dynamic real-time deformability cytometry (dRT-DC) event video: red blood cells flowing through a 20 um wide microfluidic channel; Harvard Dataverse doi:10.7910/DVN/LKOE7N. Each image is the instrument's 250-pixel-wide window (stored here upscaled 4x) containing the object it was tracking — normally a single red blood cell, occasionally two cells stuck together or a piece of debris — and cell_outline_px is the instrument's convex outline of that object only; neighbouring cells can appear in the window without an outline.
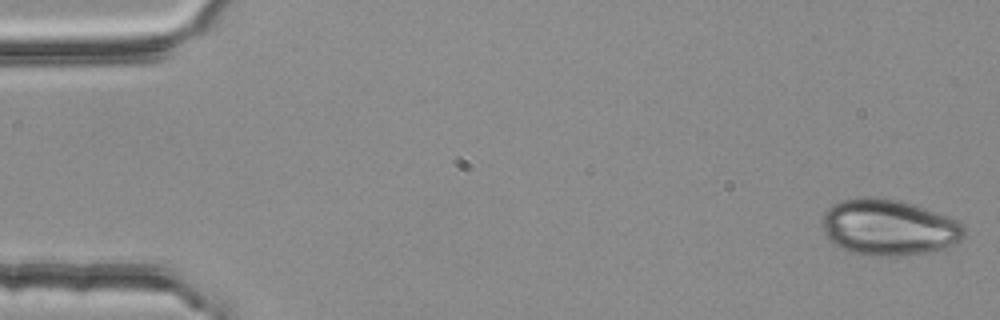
{"species": "common noctule bat (a hibernating species)", "species_latin": "Nyctalus noctula", "temperature_condition": "room temperature", "stored_images_in_passage": 52, "camera_frame_rate_fps": 3000, "um_per_image_px": 0.085, "animal": {"sex": "female", "body_mass_g": 25.1}, "frame": {"image": 1, "passage_image": 1, "time_ms": 0.0, "image_size_px": [1000, 320], "cell_outline_px": [[964, 236], [956, 244], [944, 248], [928, 252], [892, 256], [876, 256], [852, 252], [840, 248], [832, 244], [824, 232], [824, 212], [832, 204], [840, 200], [860, 196], [876, 196], [900, 200], [924, 208], [956, 220], [964, 228]], "centroid_in_image_um": [75.51, 19.31], "position_along_channel_um": 9.5, "area_um2": 46.36}}
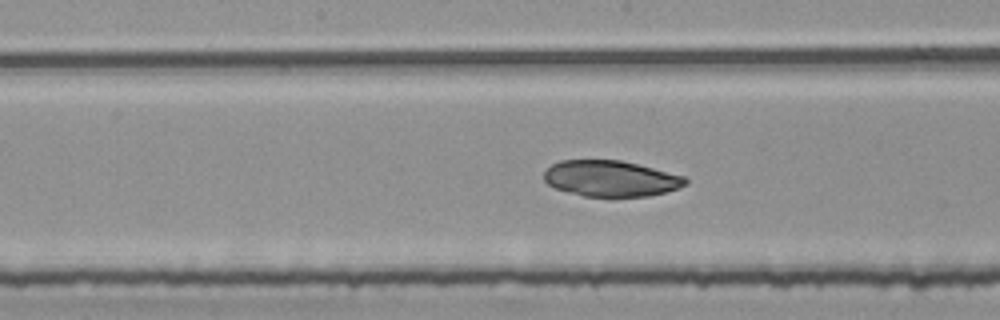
{"frame": {"image": 2, "passage_image": 27, "time_ms": 8.667, "image_size_px": [1000, 320], "cell_outline_px": [[688, 184], [680, 188], [648, 196], [612, 200], [584, 196], [568, 192], [556, 188], [548, 184], [544, 180], [544, 172], [552, 164], [560, 160], [620, 160], [684, 176], [688, 180]], "centroid_in_image_um": [51.92, 15.22], "position_along_channel_um": 196.3, "area_um2": 30.35}}
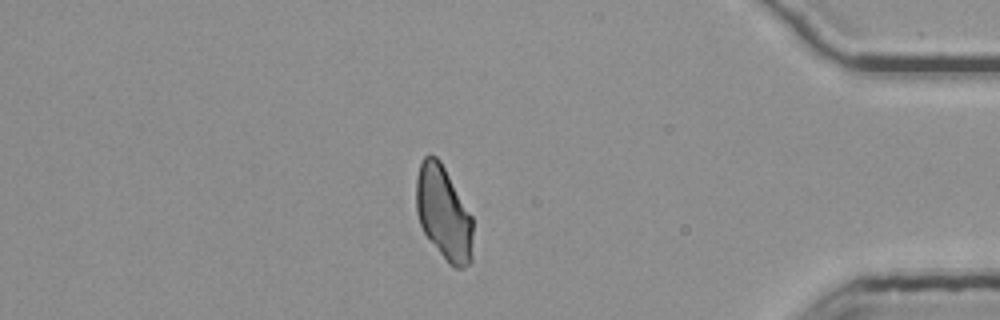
{"frame": {"image": 3, "passage_image": 46, "time_ms": 15.0, "image_size_px": [1000, 320], "cell_outline_px": [[472, 264], [464, 268], [456, 268], [448, 264], [424, 232], [420, 224], [416, 212], [416, 176], [420, 164], [424, 156], [428, 152], [436, 156], [440, 160], [472, 216]], "centroid_in_image_um": [37.7, 18.11], "position_along_channel_um": 397.5, "area_um2": 31.21}}